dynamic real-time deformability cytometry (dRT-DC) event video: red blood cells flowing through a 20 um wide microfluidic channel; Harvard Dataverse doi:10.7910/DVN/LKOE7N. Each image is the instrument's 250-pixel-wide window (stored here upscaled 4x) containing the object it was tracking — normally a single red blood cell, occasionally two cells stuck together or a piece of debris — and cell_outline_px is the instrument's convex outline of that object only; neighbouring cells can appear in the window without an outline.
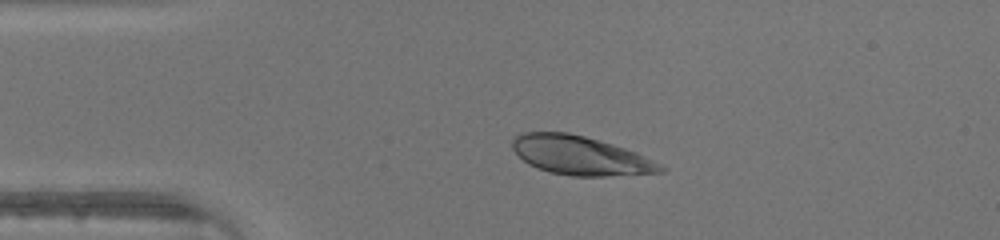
{"species": "human", "species_latin": "Homo sapiens", "temperature_condition": "warm", "stored_images_in_passage": 37, "camera_frame_rate_fps": 3000, "um_per_image_px": 0.085, "donor": {"sex": "male"}, "frame": {"image": 1, "passage_image": 1, "time_ms": 0.0, "image_size_px": [1000, 240], "cell_outline_px": [[668, 168], [664, 172], [604, 176], [572, 176], [548, 172], [536, 168], [528, 164], [512, 148], [512, 136], [524, 132], [568, 132], [584, 136], [612, 144], [636, 152]], "centroid_in_image_um": [49.3, 13.22], "position_along_channel_um": 35.7, "area_um2": 33.52}}
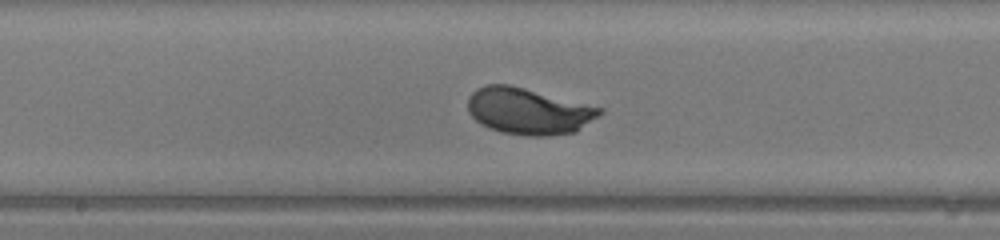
{"frame": {"image": 2, "passage_image": 15, "time_ms": 4.667, "image_size_px": [1000, 240], "cell_outline_px": [[604, 112], [600, 116], [576, 132], [548, 136], [528, 136], [500, 132], [488, 128], [480, 124], [468, 112], [468, 96], [476, 88], [484, 84], [508, 84], [604, 108]], "centroid_in_image_um": [44.92, 9.45], "position_along_channel_um": 203.3, "area_um2": 36.01}}
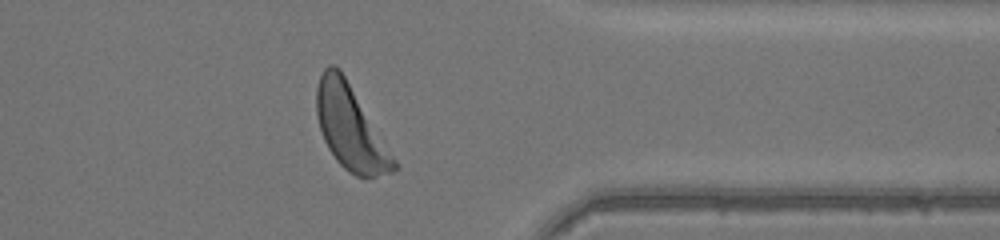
{"frame": {"image": 3, "passage_image": 28, "time_ms": 9.0, "image_size_px": [1000, 240], "cell_outline_px": [[400, 168], [392, 172], [376, 176], [356, 176], [348, 172], [336, 160], [328, 148], [324, 140], [316, 116], [316, 88], [320, 76], [324, 68], [328, 64], [336, 64], [340, 68], [396, 160]], "centroid_in_image_um": [29.76, 10.84], "position_along_channel_um": 381.6, "area_um2": 37.45}}